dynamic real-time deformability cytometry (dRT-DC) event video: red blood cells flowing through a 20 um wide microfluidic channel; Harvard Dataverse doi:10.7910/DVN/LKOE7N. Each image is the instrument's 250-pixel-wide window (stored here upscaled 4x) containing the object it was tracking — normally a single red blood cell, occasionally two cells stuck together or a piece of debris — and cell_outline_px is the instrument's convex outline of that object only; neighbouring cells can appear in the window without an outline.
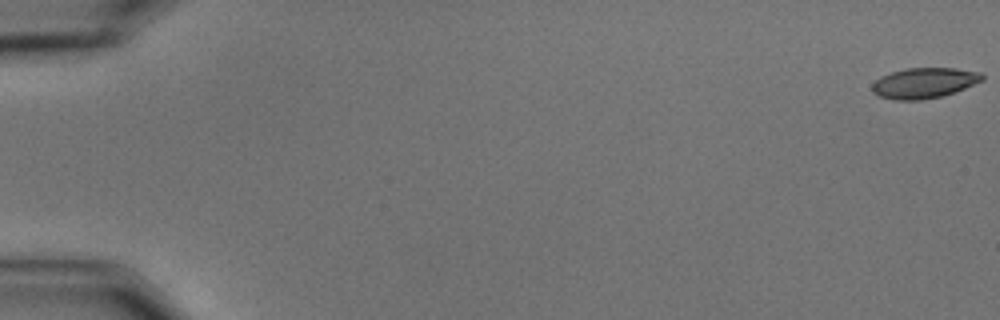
{"species": "common noctule bat (a hibernating species)", "species_latin": "Nyctalus noctula", "temperature_condition": "cold", "stored_images_in_passage": 23, "camera_frame_rate_fps": 3000, "um_per_image_px": 0.085, "animal": {"sex": "male", "body_mass_g": 15.6}, "frame": {"image": 1, "passage_image": 1, "time_ms": 0.0, "image_size_px": [1000, 320], "cell_outline_px": [[984, 80], [964, 88], [940, 96], [920, 100], [896, 100], [880, 96], [872, 92], [872, 84], [880, 76], [892, 72], [908, 68], [956, 68], [980, 72], [984, 76]], "centroid_in_image_um": [78.54, 7.04], "position_along_channel_um": 6.5, "area_um2": 19.36}}
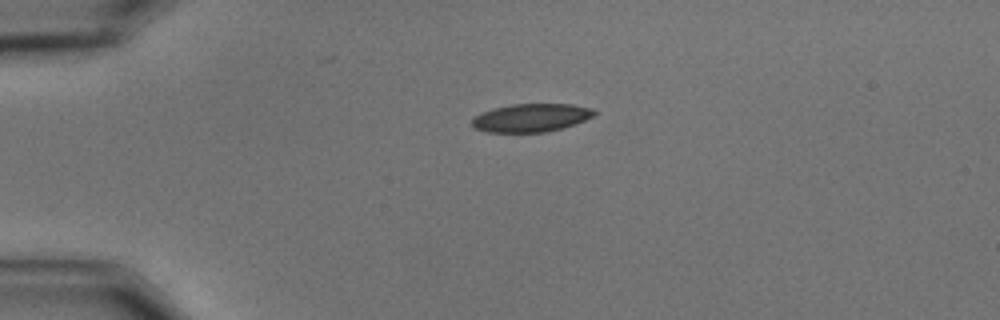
{"frame": {"image": 2, "passage_image": 15, "time_ms": 4.667, "image_size_px": [1000, 320], "cell_outline_px": [[596, 112], [592, 116], [584, 120], [560, 128], [544, 132], [488, 132], [476, 128], [472, 124], [472, 120], [480, 112], [492, 108], [512, 104], [572, 104], [592, 108]], "centroid_in_image_um": [45.11, 9.99], "position_along_channel_um": 39.9, "area_um2": 19.83}}